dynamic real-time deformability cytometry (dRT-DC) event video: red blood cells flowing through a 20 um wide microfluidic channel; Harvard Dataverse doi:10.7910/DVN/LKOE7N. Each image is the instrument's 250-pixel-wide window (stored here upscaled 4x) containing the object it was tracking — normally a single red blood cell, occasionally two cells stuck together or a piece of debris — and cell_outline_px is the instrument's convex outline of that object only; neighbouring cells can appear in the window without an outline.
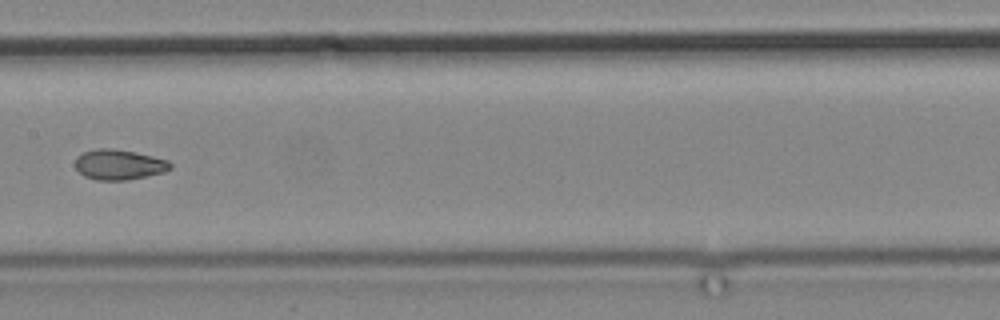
{"species": "common noctule bat (a hibernating species)", "species_latin": "Nyctalus noctula", "temperature_condition": "cold", "stored_images_in_passage": 11, "camera_frame_rate_fps": 3000, "um_per_image_px": 0.085, "animal": {"sex": "male", "body_mass_g": 19.2, "forearm_length_mm": 51.8}, "frame": {"image": 1, "passage_image": 10, "time_ms": 14.0, "image_size_px": [1000, 320], "cell_outline_px": [[172, 168], [164, 172], [128, 180], [96, 180], [84, 176], [76, 168], [76, 156], [84, 152], [96, 148], [112, 148], [136, 152], [168, 160], [172, 164]], "centroid_in_image_um": [10.12, 13.99], "position_along_channel_um": 197.3, "area_um2": 16.82}}
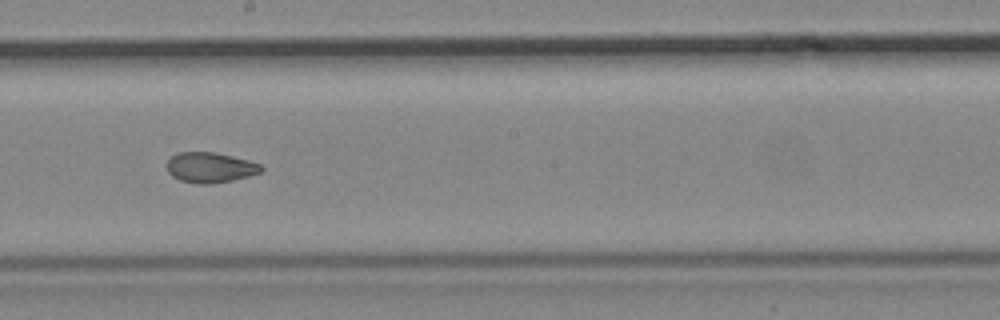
{"frame": {"image": 2, "passage_image": 11, "time_ms": 15.0, "image_size_px": [1000, 320], "cell_outline_px": [[264, 168], [260, 172], [248, 176], [232, 180], [212, 184], [200, 184], [180, 180], [172, 176], [168, 172], [168, 160], [176, 152], [216, 152], [248, 160], [260, 164]], "centroid_in_image_um": [17.86, 14.23], "position_along_channel_um": 230.3, "area_um2": 16.59}}